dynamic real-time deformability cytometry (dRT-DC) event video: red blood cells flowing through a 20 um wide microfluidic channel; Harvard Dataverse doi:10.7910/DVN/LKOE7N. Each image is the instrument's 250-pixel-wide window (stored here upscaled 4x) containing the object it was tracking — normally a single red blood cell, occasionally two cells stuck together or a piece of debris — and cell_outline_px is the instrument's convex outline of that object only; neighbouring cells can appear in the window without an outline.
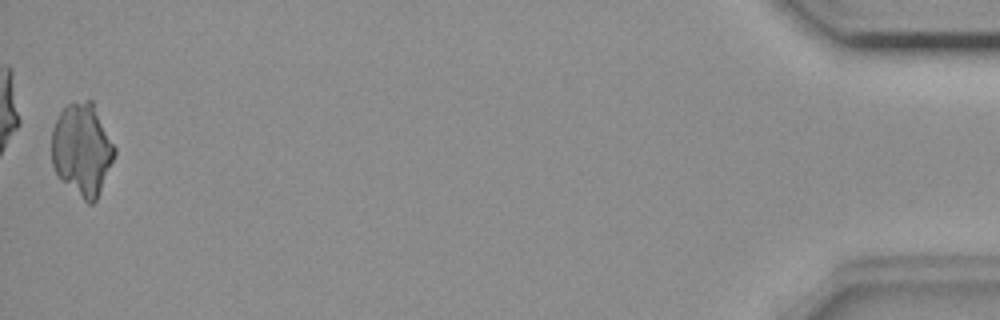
{"species": "common noctule bat (a hibernating species)", "species_latin": "Nyctalus noctula", "temperature_condition": "room temperature", "stored_images_in_passage": 38, "camera_frame_rate_fps": 3000, "um_per_image_px": 0.085, "animal": {"sex": "female", "body_mass_g": 18.4}, "frame": {"image": 1, "passage_image": 38, "time_ms": 12.333, "image_size_px": [1000, 320], "cell_outline_px": [[116, 152], [96, 200], [92, 204], [88, 204], [60, 180], [52, 164], [52, 128], [60, 112], [68, 104], [88, 100], [92, 100], [116, 148]], "centroid_in_image_um": [6.97, 12.71], "position_along_channel_um": 428.2, "area_um2": 33.64}}